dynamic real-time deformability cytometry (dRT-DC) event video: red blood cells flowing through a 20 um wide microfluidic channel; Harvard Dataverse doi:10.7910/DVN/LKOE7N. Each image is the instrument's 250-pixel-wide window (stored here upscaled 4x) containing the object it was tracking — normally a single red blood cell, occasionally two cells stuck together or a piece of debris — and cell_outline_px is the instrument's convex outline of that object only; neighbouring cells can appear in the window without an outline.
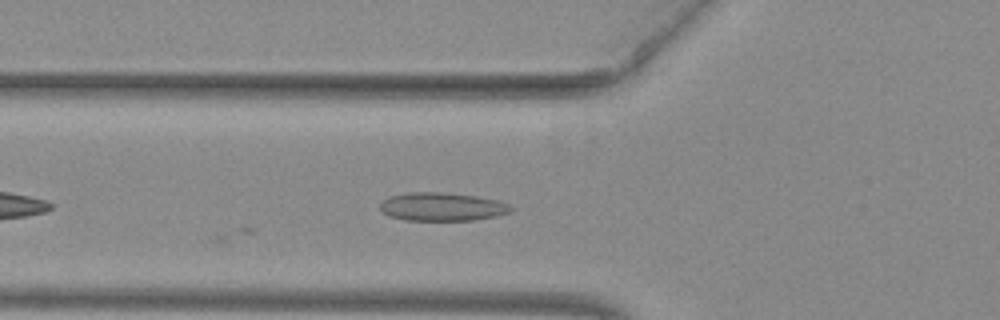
{"species": "common noctule bat (a hibernating species)", "species_latin": "Nyctalus noctula", "temperature_condition": "warm", "stored_images_in_passage": 17, "camera_frame_rate_fps": 3000, "um_per_image_px": 0.085, "animal": {"sex": "female", "body_mass_g": 29.2, "forearm_length_mm": 56.3}, "frame": {"image": 1, "passage_image": 17, "time_ms": 5.333, "image_size_px": [1000, 320], "cell_outline_px": [[512, 212], [496, 216], [476, 220], [404, 220], [388, 216], [380, 208], [380, 204], [388, 196], [408, 192], [440, 192], [476, 196], [496, 200], [508, 204], [512, 208]], "centroid_in_image_um": [37.56, 17.57], "position_along_channel_um": 88.2, "area_um2": 21.62}}